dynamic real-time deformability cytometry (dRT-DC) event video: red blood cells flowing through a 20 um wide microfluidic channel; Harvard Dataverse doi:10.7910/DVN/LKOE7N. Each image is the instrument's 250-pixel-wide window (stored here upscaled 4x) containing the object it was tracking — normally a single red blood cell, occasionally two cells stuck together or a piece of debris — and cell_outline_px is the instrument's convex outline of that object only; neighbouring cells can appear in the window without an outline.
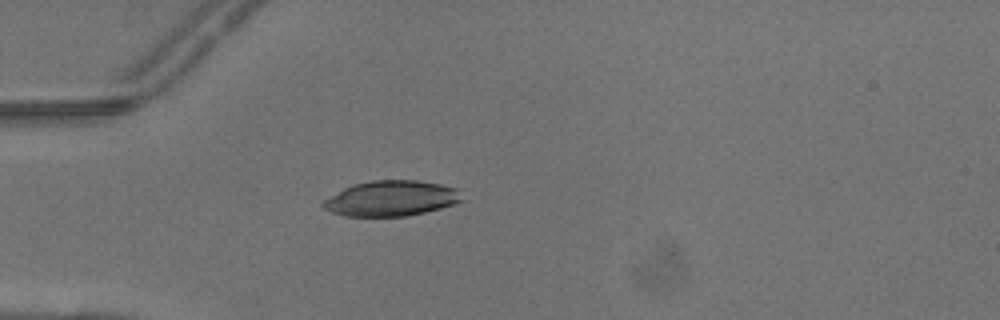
{"species": "common noctule bat (a hibernating species)", "species_latin": "Nyctalus noctula", "temperature_condition": "warm", "stored_images_in_passage": 4, "camera_frame_rate_fps": 3000, "um_per_image_px": 0.085, "animal": {"sex": "male", "body_mass_g": 13.3}, "frame": {"image": 1, "passage_image": 4, "time_ms": 1.0, "image_size_px": [1000, 320], "cell_outline_px": [[464, 200], [440, 208], [408, 216], [344, 216], [332, 212], [324, 208], [320, 204], [324, 200], [344, 188], [352, 184], [372, 180], [416, 180], [440, 184], [456, 188]], "centroid_in_image_um": [33.23, 16.86], "position_along_channel_um": 51.8, "area_um2": 28.5}}